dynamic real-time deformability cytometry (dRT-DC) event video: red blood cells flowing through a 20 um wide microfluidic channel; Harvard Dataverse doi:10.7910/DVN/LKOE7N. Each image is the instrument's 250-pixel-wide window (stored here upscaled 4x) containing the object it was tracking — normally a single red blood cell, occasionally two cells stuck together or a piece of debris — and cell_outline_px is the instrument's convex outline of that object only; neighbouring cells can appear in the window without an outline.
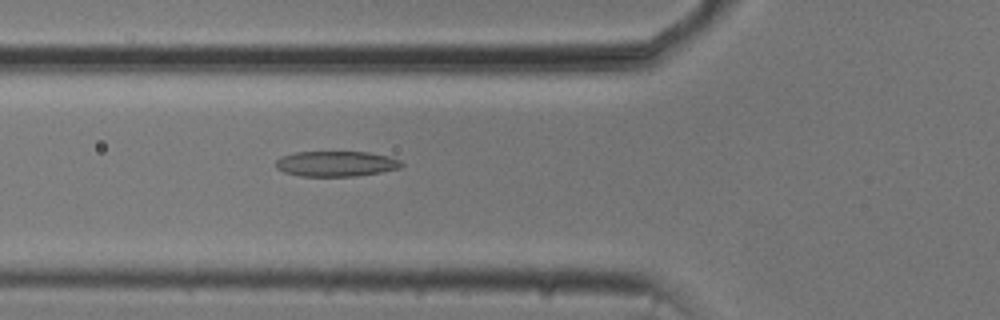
{"species": "common noctule bat (a hibernating species)", "species_latin": "Nyctalus noctula", "temperature_condition": "cold", "stored_images_in_passage": 53, "camera_frame_rate_fps": 3000, "um_per_image_px": 0.085, "animal": {"sex": "male", "body_mass_g": 20.5, "forearm_length_mm": 52.5}, "frame": {"image": 1, "passage_image": 19, "time_ms": 6.0, "image_size_px": [1000, 320], "cell_outline_px": [[404, 164], [400, 168], [380, 172], [356, 176], [300, 176], [284, 172], [276, 168], [276, 160], [280, 156], [296, 152], [368, 152], [388, 156], [400, 160]], "centroid_in_image_um": [28.55, 13.92], "position_along_channel_um": 97.2, "area_um2": 18.61}}
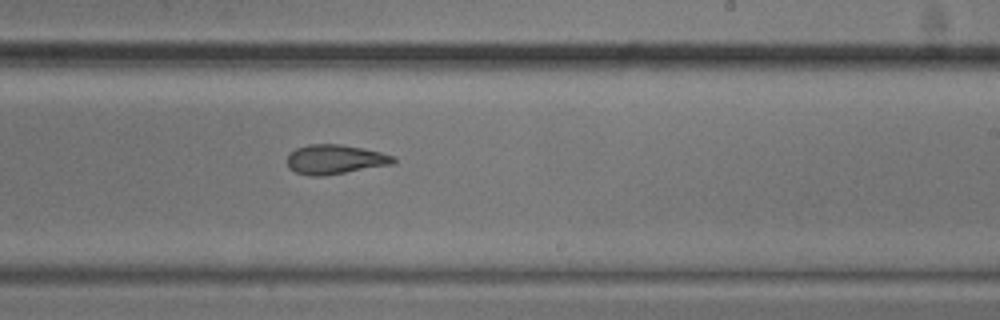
{"frame": {"image": 2, "passage_image": 32, "time_ms": 10.333, "image_size_px": [1000, 320], "cell_outline_px": [[396, 160], [392, 164], [324, 176], [308, 176], [296, 172], [288, 168], [288, 156], [296, 148], [308, 144], [340, 144], [380, 152], [396, 156]], "centroid_in_image_um": [28.47, 13.55], "position_along_channel_um": 260.5, "area_um2": 18.15}}
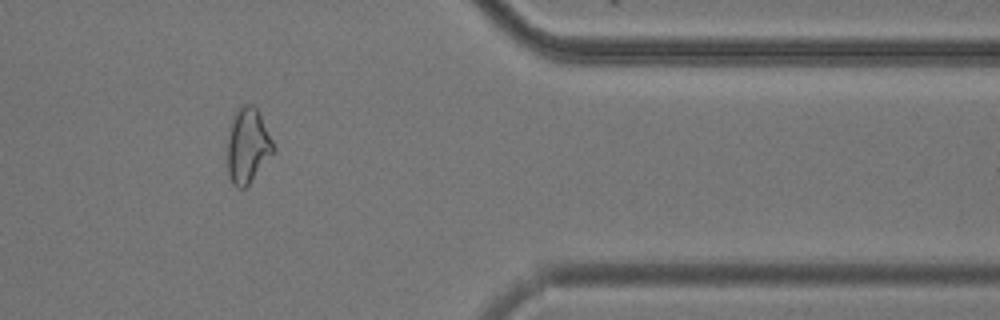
{"frame": {"image": 3, "passage_image": 44, "time_ms": 14.333, "image_size_px": [1000, 320], "cell_outline_px": [[276, 148], [248, 184], [244, 188], [236, 188], [232, 184], [228, 176], [228, 132], [236, 108], [240, 104], [252, 104], [256, 108]], "centroid_in_image_um": [21.02, 12.36], "position_along_channel_um": 390.4, "area_um2": 19.83}, "authors_computed_cell_mechanics": {"area_um2": 19.8254, "velocity_mm_per_s": 3.7576, "shape_relaxation_time_tau1_ms": 6.1402, "shape_relaxation_time_tau2_ms": 2.535, "deformation_change_tau1": 0.1784, "deformation_change_tau2": 0.1128}}